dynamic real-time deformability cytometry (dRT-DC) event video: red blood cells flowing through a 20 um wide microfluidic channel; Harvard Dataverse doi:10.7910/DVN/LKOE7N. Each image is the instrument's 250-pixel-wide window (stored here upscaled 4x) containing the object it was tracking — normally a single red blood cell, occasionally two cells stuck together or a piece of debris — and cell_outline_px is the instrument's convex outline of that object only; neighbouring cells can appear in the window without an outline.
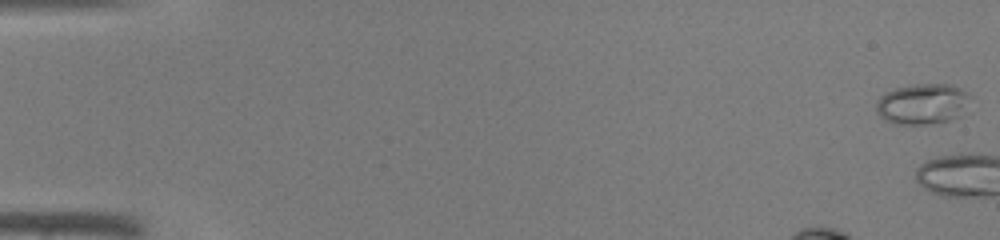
{"species": "common noctule bat (a hibernating species)", "species_latin": "Nyctalus noctula", "temperature_condition": "warm", "stored_images_in_passage": 3, "camera_frame_rate_fps": 3000, "um_per_image_px": 0.085, "animal": {"sex": "male", "body_mass_g": 19.0, "forearm_length_mm": 50.8}, "frame": {"image": 1, "passage_image": 1, "time_ms": 0.0, "image_size_px": [1000, 240], "cell_outline_px": [[972, 96], [960, 116], [948, 120], [932, 124], [892, 124], [884, 120], [876, 112], [876, 100], [884, 92], [896, 88], [916, 84], [952, 84], [960, 88]], "centroid_in_image_um": [78.38, 8.83], "position_along_channel_um": 6.6, "area_um2": 22.54}}